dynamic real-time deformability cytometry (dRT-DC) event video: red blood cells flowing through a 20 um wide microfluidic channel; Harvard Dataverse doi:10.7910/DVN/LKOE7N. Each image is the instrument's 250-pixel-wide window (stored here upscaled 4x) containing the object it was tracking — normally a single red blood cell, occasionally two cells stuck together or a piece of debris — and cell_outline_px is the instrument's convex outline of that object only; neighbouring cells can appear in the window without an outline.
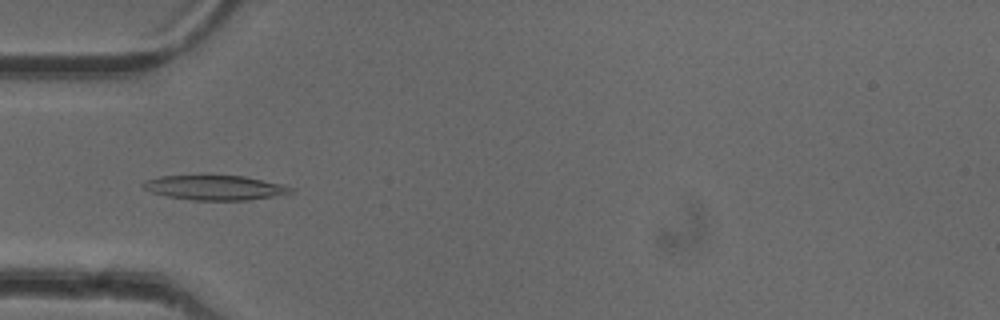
{"species": "common noctule bat (a hibernating species)", "species_latin": "Nyctalus noctula", "temperature_condition": "cold", "stored_images_in_passage": 51, "camera_frame_rate_fps": 3000, "um_per_image_px": 0.085, "animal": {"sex": "female"}, "frame": {"image": 1, "passage_image": 16, "time_ms": 5.0, "image_size_px": [1000, 320], "cell_outline_px": [[292, 192], [276, 196], [248, 200], [192, 200], [168, 196], [152, 192], [144, 188], [140, 184], [144, 180], [160, 176], [244, 176], [280, 184], [292, 188]], "centroid_in_image_um": [18.23, 15.95], "position_along_channel_um": 66.8, "area_um2": 20.92}}
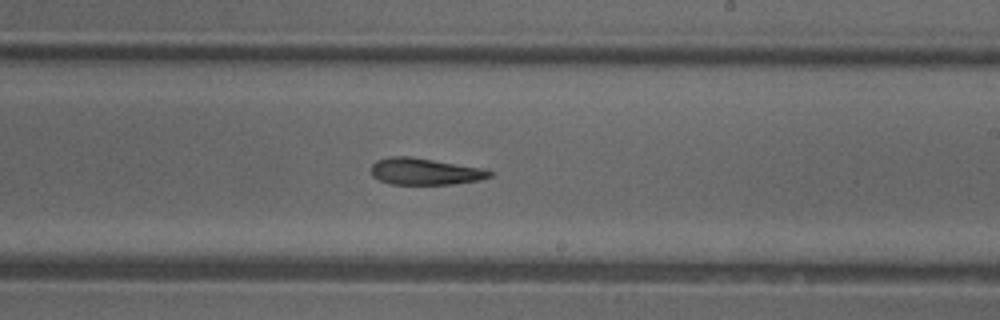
{"frame": {"image": 2, "passage_image": 30, "time_ms": 9.667, "image_size_px": [1000, 320], "cell_outline_px": [[492, 176], [480, 180], [452, 184], [392, 184], [380, 180], [372, 176], [372, 164], [376, 160], [388, 156], [408, 156], [484, 168], [492, 172]], "centroid_in_image_um": [36.12, 14.57], "position_along_channel_um": 252.9, "area_um2": 18.38}}
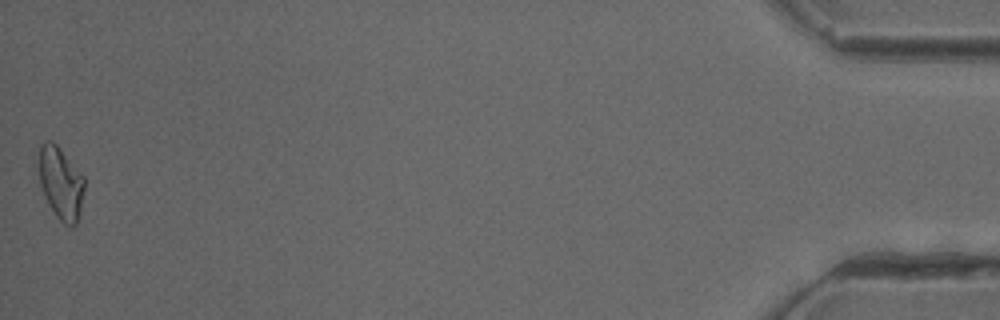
{"frame": {"image": 3, "passage_image": 51, "time_ms": 16.667, "image_size_px": [1000, 320], "cell_outline_px": [[84, 188], [80, 212], [76, 224], [72, 228], [64, 224], [56, 216], [48, 204], [40, 188], [36, 164], [40, 144], [48, 140], [52, 140], [60, 148], [84, 176]], "centroid_in_image_um": [5.12, 15.53], "position_along_channel_um": 430.1, "area_um2": 19.83}, "authors_computed_cell_mechanics": {"area_um2": 19.2474, "velocity_mm_per_s": 3.979, "shape_relaxation_time_tau1_ms": 9.1619, "shape_relaxation_time_tau2_ms": 6.5613, "deformation_change_tau1": 0.1985, "deformation_change_tau2": 0.151}}